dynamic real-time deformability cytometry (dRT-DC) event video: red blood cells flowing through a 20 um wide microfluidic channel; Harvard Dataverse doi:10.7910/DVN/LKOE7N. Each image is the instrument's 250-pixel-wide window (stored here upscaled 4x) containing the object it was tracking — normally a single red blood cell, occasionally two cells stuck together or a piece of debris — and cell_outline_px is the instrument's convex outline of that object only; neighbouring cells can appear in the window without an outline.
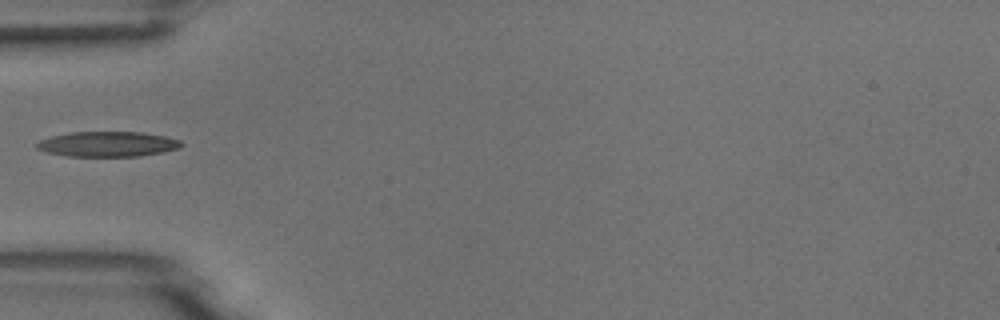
{"species": "common noctule bat (a hibernating species)", "species_latin": "Nyctalus noctula", "temperature_condition": "room temperature", "stored_images_in_passage": 2, "camera_frame_rate_fps": 3000, "um_per_image_px": 0.085, "animal": {"sex": "male", "body_mass_g": 18.8}, "frame": {"image": 1, "passage_image": 2, "time_ms": 1.0, "image_size_px": [1000, 320], "cell_outline_px": [[184, 144], [180, 148], [164, 152], [140, 156], [64, 156], [48, 152], [36, 148], [36, 144], [40, 140], [52, 136], [68, 132], [140, 132], [164, 136], [180, 140]], "centroid_in_image_um": [9.17, 12.25], "position_along_channel_um": 75.8, "area_um2": 21.21}}